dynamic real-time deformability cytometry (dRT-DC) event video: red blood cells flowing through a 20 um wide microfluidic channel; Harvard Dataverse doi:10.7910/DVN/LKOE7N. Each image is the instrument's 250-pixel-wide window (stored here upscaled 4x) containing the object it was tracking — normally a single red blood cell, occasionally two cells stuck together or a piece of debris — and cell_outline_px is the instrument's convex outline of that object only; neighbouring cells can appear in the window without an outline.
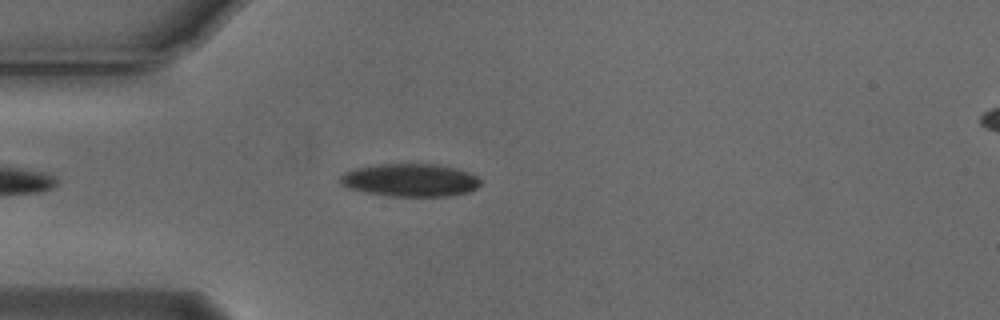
{"species": "Egyptian fruit bat (a non-hibernating species)", "species_latin": "Rousettus aegyptiacus", "temperature_condition": "cold", "stored_images_in_passage": 44, "camera_frame_rate_fps": 3000, "um_per_image_px": 0.085, "animal": {"sex": "male"}, "frame": {"image": 1, "passage_image": 5, "time_ms": 1.333, "image_size_px": [1000, 320], "cell_outline_px": [[480, 184], [476, 188], [468, 192], [448, 196], [392, 196], [364, 192], [348, 188], [340, 184], [340, 176], [344, 172], [356, 168], [380, 164], [432, 164], [456, 168], [468, 172], [476, 176], [480, 180]], "centroid_in_image_um": [34.84, 15.31], "position_along_channel_um": 50.2, "area_um2": 26.76}}
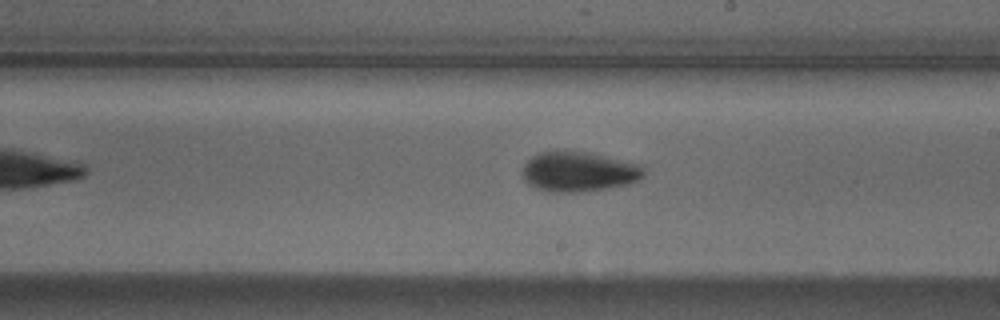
{"frame": {"image": 2, "passage_image": 21, "time_ms": 6.667, "image_size_px": [1000, 320], "cell_outline_px": [[644, 176], [640, 180], [628, 184], [604, 188], [576, 192], [548, 192], [524, 180], [524, 164], [532, 156], [540, 152], [552, 148], [560, 148], [588, 152], [640, 164], [644, 168]], "centroid_in_image_um": [49.19, 14.54], "position_along_channel_um": 239.8, "area_um2": 28.5}}
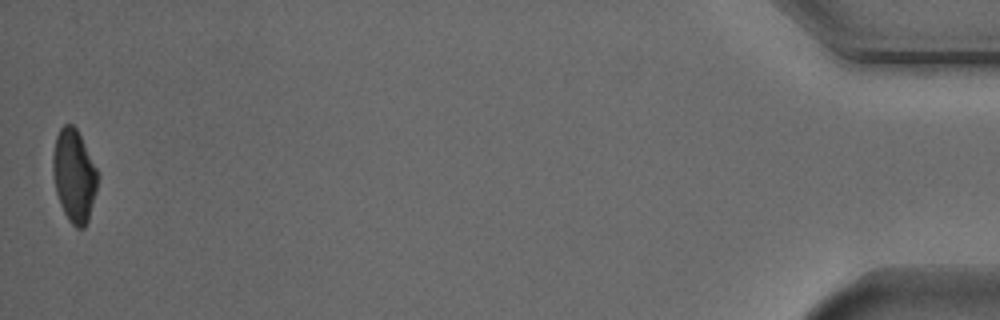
{"frame": {"image": 3, "passage_image": 44, "time_ms": 14.333, "image_size_px": [1000, 320], "cell_outline_px": [[96, 192], [88, 220], [84, 228], [76, 228], [68, 220], [60, 204], [56, 192], [52, 172], [52, 156], [56, 136], [60, 128], [64, 124], [72, 124], [76, 128], [96, 168]], "centroid_in_image_um": [6.26, 14.94], "position_along_channel_um": 428.9, "area_um2": 23.87}, "authors_computed_cell_mechanics": {"area_um2": 26.0678, "velocity_mm_per_s": 3.7684, "shape_relaxation_time_tau1_ms": 2.4069, "shape_relaxation_time_tau2_ms": 9.8251, "deformation_change_tau1": 0.1162, "deformation_change_tau2": 0.1575}}